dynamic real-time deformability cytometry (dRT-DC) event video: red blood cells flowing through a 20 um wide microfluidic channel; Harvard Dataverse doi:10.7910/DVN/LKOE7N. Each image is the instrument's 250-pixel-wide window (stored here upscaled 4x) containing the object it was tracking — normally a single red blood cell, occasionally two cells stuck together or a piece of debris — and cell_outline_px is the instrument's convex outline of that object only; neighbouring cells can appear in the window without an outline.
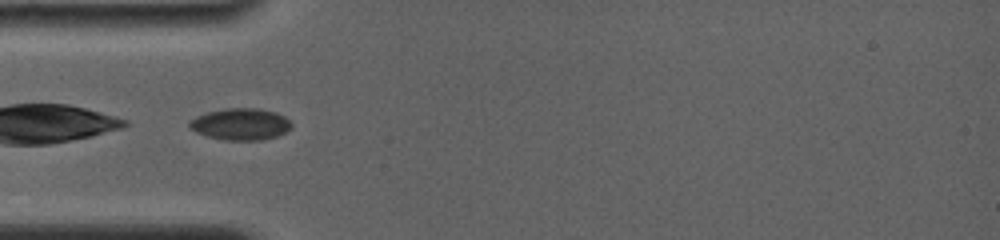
{"species": "common noctule bat (a hibernating species)", "species_latin": "Nyctalus noctula", "temperature_condition": "room temperature", "stored_images_in_passage": 16, "camera_frame_rate_fps": 4000, "um_per_image_px": 0.085, "animal": {"sex": "female", "body_mass_g": 19.0, "forearm_length_mm": 56.7}, "frame": {"image": 1, "passage_image": 1, "time_ms": 0.0, "image_size_px": [1000, 240], "cell_outline_px": [[292, 128], [276, 136], [260, 140], [224, 140], [208, 136], [196, 132], [188, 128], [188, 120], [196, 116], [208, 112], [224, 108], [256, 108], [276, 112], [284, 116], [292, 124]], "centroid_in_image_um": [20.41, 10.55], "position_along_channel_um": 64.6, "area_um2": 18.9}}
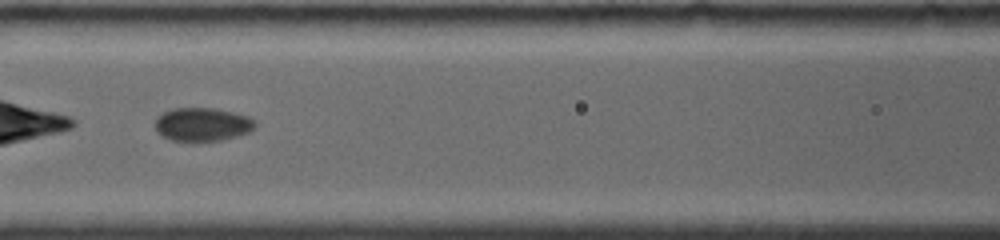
{"frame": {"image": 2, "passage_image": 9, "time_ms": 2.25, "image_size_px": [1000, 240], "cell_outline_px": [[256, 128], [248, 132], [236, 136], [220, 140], [172, 140], [164, 136], [152, 124], [156, 116], [172, 108], [216, 108], [248, 116], [256, 120]], "centroid_in_image_um": [17.21, 10.54], "position_along_channel_um": 149.4, "area_um2": 19.42}}
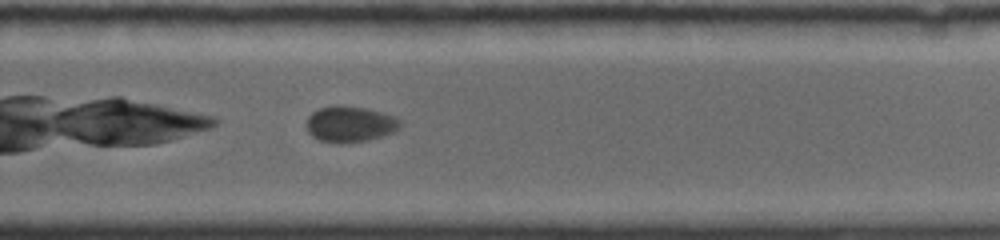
{"frame": {"image": 3, "passage_image": 16, "time_ms": 6.25, "image_size_px": [1000, 240], "cell_outline_px": [[404, 124], [400, 128], [392, 132], [368, 140], [340, 144], [320, 140], [312, 136], [308, 132], [308, 116], [312, 112], [320, 108], [336, 104], [340, 104], [364, 108], [380, 112], [392, 116], [400, 120]], "centroid_in_image_um": [29.75, 10.54], "position_along_channel_um": 300.1, "area_um2": 19.59}}